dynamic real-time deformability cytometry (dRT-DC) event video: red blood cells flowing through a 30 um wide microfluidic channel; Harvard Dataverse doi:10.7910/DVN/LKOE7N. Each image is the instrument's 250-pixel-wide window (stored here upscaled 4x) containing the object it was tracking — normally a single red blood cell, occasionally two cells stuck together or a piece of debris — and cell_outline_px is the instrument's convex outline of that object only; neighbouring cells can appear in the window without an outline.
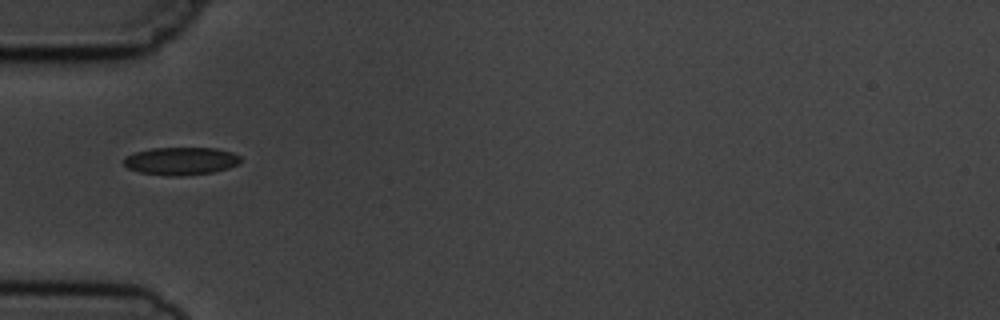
{"species": "common noctule bat (a hibernating species)", "species_latin": "Nyctalus noctula", "temperature_condition": "cold", "stored_images_in_passage": 9, "camera_frame_rate_fps": 3000, "um_per_image_px": 0.085, "animal": {"sex": "male", "body_mass_g": 19.5, "forearm_length_mm": 54.6}, "frame": {"image": 1, "passage_image": 7, "time_ms": 7.0, "image_size_px": [1000, 320], "cell_outline_px": [[240, 164], [228, 168], [212, 172], [180, 176], [168, 176], [140, 172], [128, 168], [124, 164], [124, 156], [132, 152], [152, 148], [216, 148], [232, 152], [240, 156]], "centroid_in_image_um": [15.36, 13.68], "position_along_channel_um": 69.6, "area_um2": 19.02}}
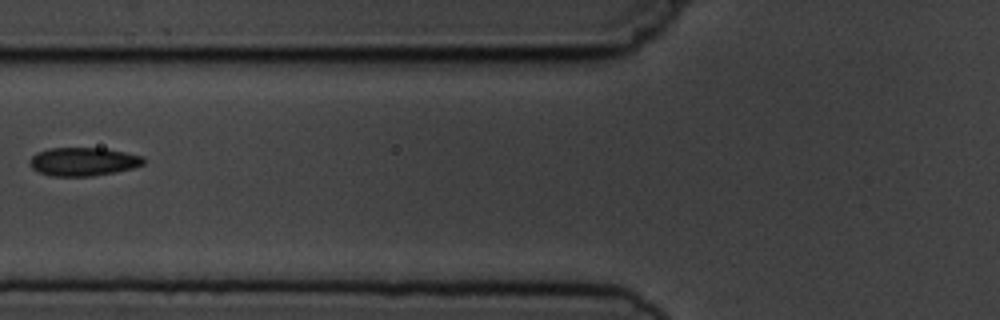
{"frame": {"image": 2, "passage_image": 8, "time_ms": 8.333, "image_size_px": [1000, 320], "cell_outline_px": [[144, 164], [132, 168], [116, 172], [92, 176], [52, 176], [40, 172], [32, 168], [28, 164], [28, 160], [36, 152], [52, 148], [104, 148], [144, 156]], "centroid_in_image_um": [7.06, 13.74], "position_along_channel_um": 118.7, "area_um2": 18.9}}
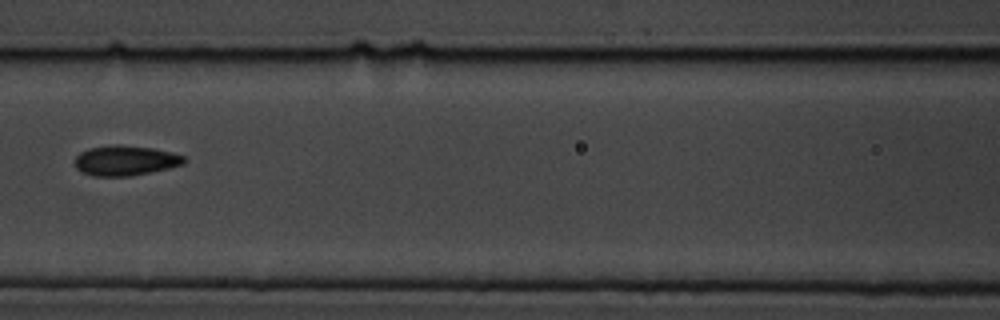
{"frame": {"image": 3, "passage_image": 9, "time_ms": 9.333, "image_size_px": [1000, 320], "cell_outline_px": [[188, 160], [184, 164], [168, 168], [128, 176], [92, 176], [80, 172], [76, 168], [76, 156], [80, 152], [88, 148], [112, 144], [120, 144], [152, 148], [172, 152], [184, 156]], "centroid_in_image_um": [10.64, 13.63], "position_along_channel_um": 156.0, "area_um2": 19.25}}